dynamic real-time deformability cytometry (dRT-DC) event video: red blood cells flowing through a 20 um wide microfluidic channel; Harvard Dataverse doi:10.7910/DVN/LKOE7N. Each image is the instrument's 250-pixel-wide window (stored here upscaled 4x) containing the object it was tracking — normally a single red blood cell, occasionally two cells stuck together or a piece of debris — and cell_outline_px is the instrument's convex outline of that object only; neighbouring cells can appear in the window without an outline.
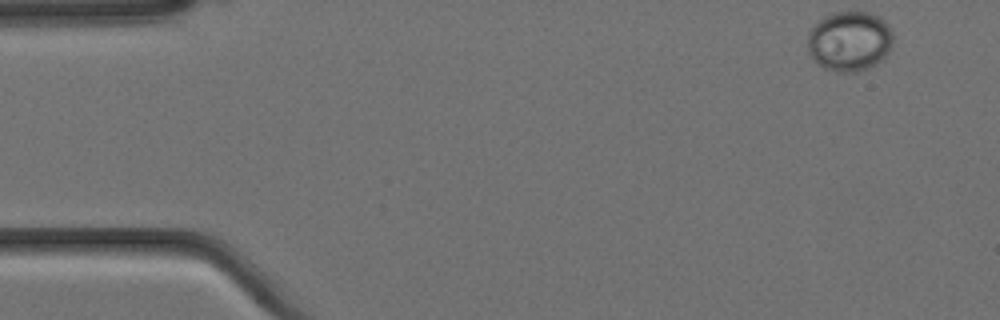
{"species": "Egyptian fruit bat (a non-hibernating species)", "species_latin": "Rousettus aegyptiacus", "temperature_condition": "cold", "stored_images_in_passage": 5, "camera_frame_rate_fps": 3000, "um_per_image_px": 0.085, "animal": {"sex": "female"}, "frame": {"image": 1, "passage_image": 1, "time_ms": 0.0, "image_size_px": [1000, 320], "cell_outline_px": [[892, 48], [876, 64], [868, 68], [856, 72], [836, 72], [824, 68], [816, 64], [812, 60], [808, 52], [808, 32], [820, 20], [832, 12], [864, 12], [876, 16], [884, 20], [888, 24], [892, 32]], "centroid_in_image_um": [72.19, 3.52], "position_along_channel_um": 12.8, "area_um2": 29.94}}